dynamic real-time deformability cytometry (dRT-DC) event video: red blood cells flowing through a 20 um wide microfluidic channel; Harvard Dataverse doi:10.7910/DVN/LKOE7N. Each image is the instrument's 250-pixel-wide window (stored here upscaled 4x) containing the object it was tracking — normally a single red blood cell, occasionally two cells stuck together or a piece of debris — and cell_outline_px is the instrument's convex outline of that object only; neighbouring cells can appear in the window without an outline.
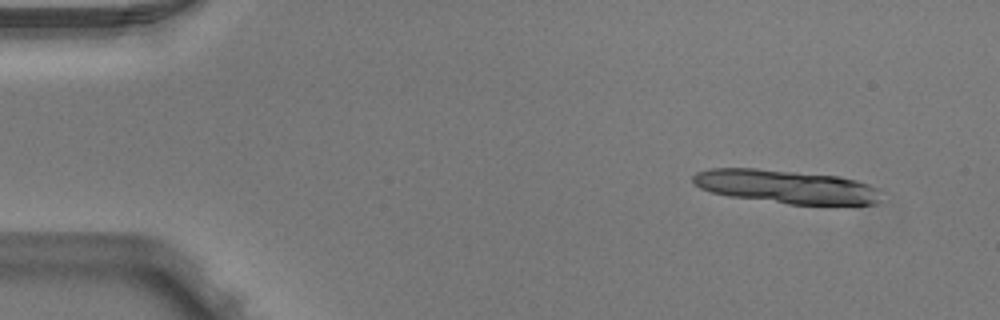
{"species": "Egyptian fruit bat (a non-hibernating species)", "species_latin": "Rousettus aegyptiacus", "temperature_condition": "warm", "stored_images_in_passage": 4, "camera_frame_rate_fps": 3000, "um_per_image_px": 0.085, "animal": {"sex": "male"}, "frame": {"image": 1, "passage_image": 1, "time_ms": 0.0, "image_size_px": [1000, 320], "cell_outline_px": [[880, 188], [876, 204], [788, 204], [728, 196], [712, 192], [700, 188], [692, 184], [692, 176], [696, 172], [708, 168], [756, 168], [840, 176], [856, 180]], "centroid_in_image_um": [66.76, 15.85], "position_along_channel_um": 18.2, "area_um2": 36.82}}